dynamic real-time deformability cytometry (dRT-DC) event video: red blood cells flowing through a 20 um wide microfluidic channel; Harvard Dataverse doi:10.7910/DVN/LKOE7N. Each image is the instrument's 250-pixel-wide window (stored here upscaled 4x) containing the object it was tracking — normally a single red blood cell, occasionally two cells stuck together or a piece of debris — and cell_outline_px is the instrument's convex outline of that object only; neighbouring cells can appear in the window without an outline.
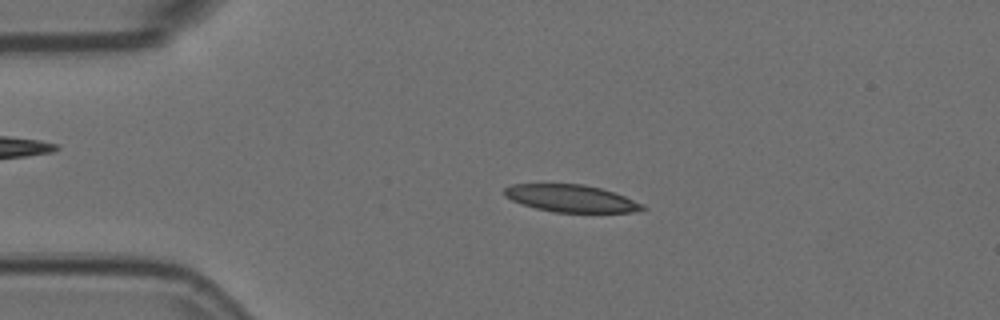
{"species": "Egyptian fruit bat (a non-hibernating species)", "species_latin": "Rousettus aegyptiacus", "temperature_condition": "room temperature", "stored_images_in_passage": 55, "camera_frame_rate_fps": 3000, "um_per_image_px": 0.085, "animal": {"sex": "female"}, "frame": {"image": 1, "passage_image": 11, "time_ms": 3.333, "image_size_px": [1000, 320], "cell_outline_px": [[648, 208], [632, 212], [556, 212], [536, 208], [512, 200], [504, 196], [504, 188], [512, 184], [584, 184], [600, 188], [624, 196], [644, 204]], "centroid_in_image_um": [48.55, 16.86], "position_along_channel_um": 36.5, "area_um2": 21.73}}
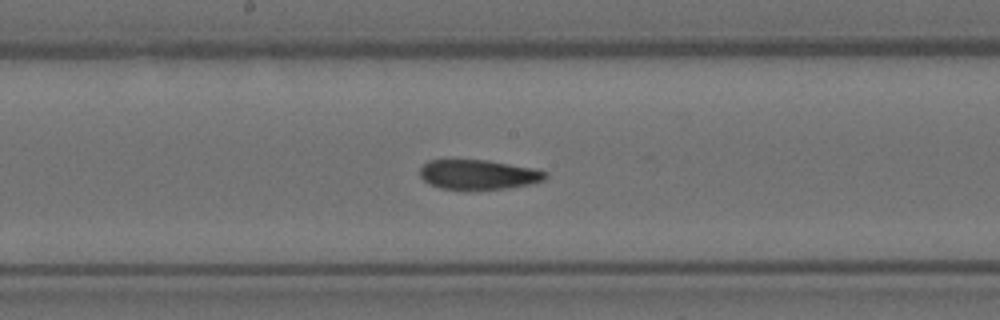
{"frame": {"image": 2, "passage_image": 28, "time_ms": 9.0, "image_size_px": [1000, 320], "cell_outline_px": [[548, 176], [544, 180], [532, 184], [508, 188], [472, 192], [468, 192], [440, 188], [428, 184], [420, 176], [420, 168], [428, 160], [488, 160], [532, 168], [548, 172]], "centroid_in_image_um": [40.65, 14.88], "position_along_channel_um": 207.5, "area_um2": 22.48}}
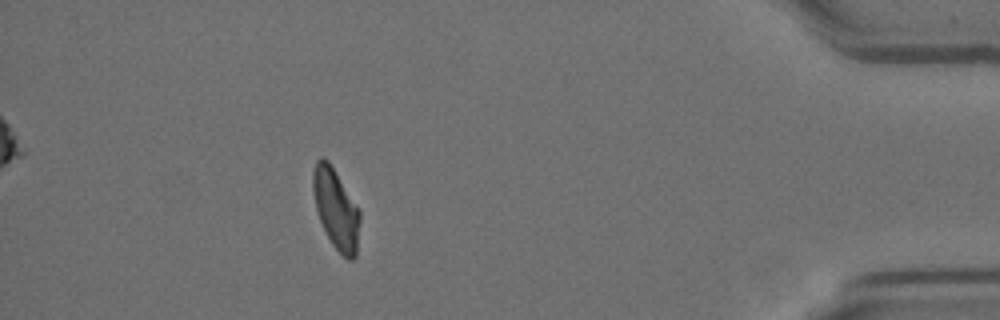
{"frame": {"image": 3, "passage_image": 49, "time_ms": 16.0, "image_size_px": [1000, 320], "cell_outline_px": [[360, 220], [356, 256], [352, 260], [348, 260], [332, 244], [320, 220], [316, 208], [312, 188], [312, 172], [316, 160], [320, 156], [324, 156], [328, 160], [360, 208]], "centroid_in_image_um": [28.56, 17.71], "position_along_channel_um": 406.6, "area_um2": 22.02}, "authors_computed_cell_mechanics": {"area_um2": 22.6576, "velocity_mm_per_s": 3.6033, "shape_relaxation_time_tau1_ms": null, "shape_relaxation_time_tau2_ms": 3.3798, "deformation_change_tau1": null, "deformation_change_tau2": 0.1053}}